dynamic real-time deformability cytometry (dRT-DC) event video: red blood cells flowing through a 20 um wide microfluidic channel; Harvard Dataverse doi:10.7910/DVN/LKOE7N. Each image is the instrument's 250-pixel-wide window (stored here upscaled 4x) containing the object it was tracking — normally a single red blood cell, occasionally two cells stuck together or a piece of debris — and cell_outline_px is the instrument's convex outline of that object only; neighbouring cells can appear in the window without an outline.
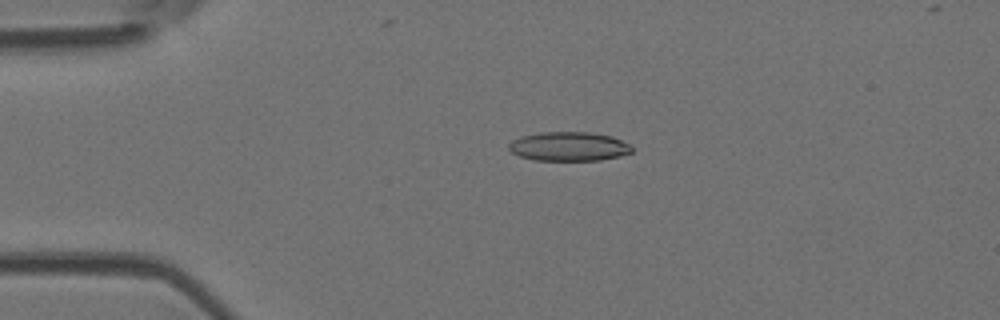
{"species": "Egyptian fruit bat (a non-hibernating species)", "species_latin": "Rousettus aegyptiacus", "temperature_condition": "room temperature", "stored_images_in_passage": 5, "camera_frame_rate_fps": 3000, "um_per_image_px": 0.085, "animal": {"sex": "female"}, "frame": {"image": 1, "passage_image": 4, "time_ms": 3.333, "image_size_px": [1000, 320], "cell_outline_px": [[632, 152], [620, 156], [600, 160], [536, 160], [520, 156], [512, 152], [508, 148], [508, 144], [512, 140], [520, 136], [540, 132], [588, 132], [612, 136], [632, 144]], "centroid_in_image_um": [48.37, 12.44], "position_along_channel_um": 36.6, "area_um2": 20.98}}